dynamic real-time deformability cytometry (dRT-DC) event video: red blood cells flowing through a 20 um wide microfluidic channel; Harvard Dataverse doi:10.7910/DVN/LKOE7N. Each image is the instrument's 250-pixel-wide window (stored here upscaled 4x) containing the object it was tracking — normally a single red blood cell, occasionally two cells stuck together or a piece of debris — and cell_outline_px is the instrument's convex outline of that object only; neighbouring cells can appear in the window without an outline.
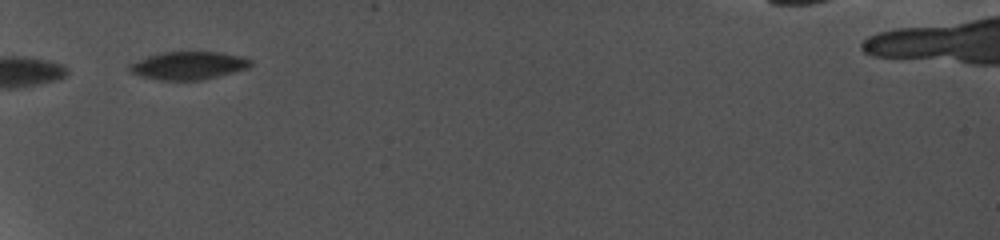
{"species": "common noctule bat (a hibernating species)", "species_latin": "Nyctalus noctula", "temperature_condition": "cold", "stored_images_in_passage": 4, "camera_frame_rate_fps": 5000, "um_per_image_px": 0.085, "animal": {"sex": "female", "body_mass_g": 19.0, "forearm_length_mm": 56.7}, "frame": {"image": 1, "passage_image": 1, "time_ms": 0.0, "image_size_px": [1000, 240], "cell_outline_px": [[252, 64], [248, 68], [200, 80], [160, 80], [140, 76], [132, 72], [128, 68], [128, 64], [148, 56], [160, 52], [220, 52], [240, 56], [252, 60]], "centroid_in_image_um": [15.99, 5.56], "position_along_channel_um": 69.0, "area_um2": 19.54}}